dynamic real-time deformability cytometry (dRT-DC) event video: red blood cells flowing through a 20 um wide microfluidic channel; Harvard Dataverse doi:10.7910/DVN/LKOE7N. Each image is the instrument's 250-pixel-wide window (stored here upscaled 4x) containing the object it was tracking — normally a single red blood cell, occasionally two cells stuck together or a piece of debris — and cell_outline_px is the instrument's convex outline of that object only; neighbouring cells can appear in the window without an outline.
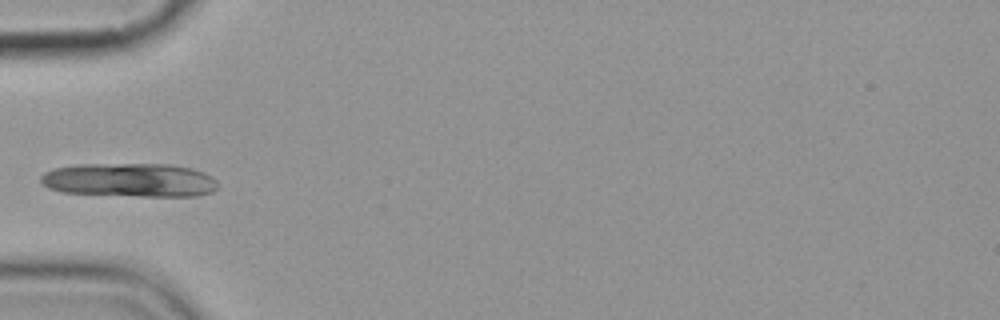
{"species": "common noctule bat (a hibernating species)", "species_latin": "Nyctalus noctula", "temperature_condition": "cold", "stored_images_in_passage": 4, "camera_frame_rate_fps": 3000, "um_per_image_px": 0.085, "animal": {"sex": "female", "body_mass_g": 19.9}, "frame": {"image": 1, "passage_image": 4, "time_ms": 3.333, "image_size_px": [1000, 320], "cell_outline_px": [[216, 188], [212, 192], [196, 196], [140, 196], [60, 192], [48, 188], [40, 180], [40, 176], [44, 172], [52, 168], [76, 164], [168, 164], [192, 168], [204, 172], [212, 176], [216, 180]], "centroid_in_image_um": [11.0, 15.3], "position_along_channel_um": 74.0, "area_um2": 35.08}}